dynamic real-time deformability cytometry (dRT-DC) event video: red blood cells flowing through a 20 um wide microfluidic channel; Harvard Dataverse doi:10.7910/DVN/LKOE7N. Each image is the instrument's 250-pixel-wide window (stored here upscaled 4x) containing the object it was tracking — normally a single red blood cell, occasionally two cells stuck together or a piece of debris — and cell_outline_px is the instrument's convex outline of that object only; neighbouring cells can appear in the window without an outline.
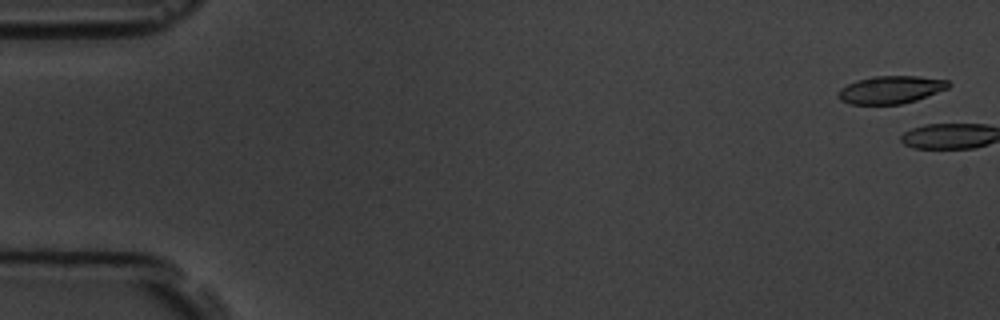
{"species": "common noctule bat (a hibernating species)", "species_latin": "Nyctalus noctula", "temperature_condition": "room temperature", "stored_images_in_passage": 5, "camera_frame_rate_fps": 3000, "um_per_image_px": 0.085, "animal": {"sex": "male", "body_mass_g": 19.5, "forearm_length_mm": 54.6}, "frame": {"image": 1, "passage_image": 1, "time_ms": 0.0, "image_size_px": [1000, 320], "cell_outline_px": [[952, 84], [948, 88], [916, 100], [900, 104], [848, 104], [840, 100], [836, 96], [836, 92], [840, 88], [856, 80], [872, 76], [916, 76], [948, 80]], "centroid_in_image_um": [75.67, 7.62], "position_along_channel_um": 9.3, "area_um2": 17.92}}